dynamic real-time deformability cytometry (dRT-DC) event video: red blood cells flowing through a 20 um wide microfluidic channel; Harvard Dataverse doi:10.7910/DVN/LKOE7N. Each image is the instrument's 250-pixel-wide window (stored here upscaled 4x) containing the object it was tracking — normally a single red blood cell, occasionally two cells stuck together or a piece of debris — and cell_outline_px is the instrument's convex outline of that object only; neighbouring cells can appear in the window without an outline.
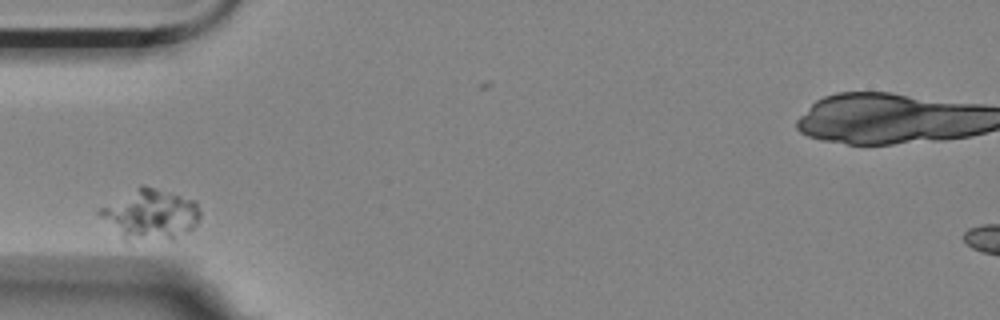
{"species": "Egyptian fruit bat (a non-hibernating species)", "species_latin": "Rousettus aegyptiacus", "temperature_condition": "room temperature", "stored_images_in_passage": 3, "camera_frame_rate_fps": 3000, "um_per_image_px": 0.085, "animal": {"sex": "female"}, "frame": {"image": 1, "passage_image": 1, "time_ms": 0.0, "image_size_px": [1000, 320], "cell_outline_px": [[200, 216], [196, 224], [192, 228], [172, 240], [128, 244], [124, 244], [96, 212], [96, 208], [140, 184], [144, 184], [196, 200], [200, 212]], "centroid_in_image_um": [12.69, 18.27], "position_along_channel_um": 72.3, "area_um2": 31.1}}
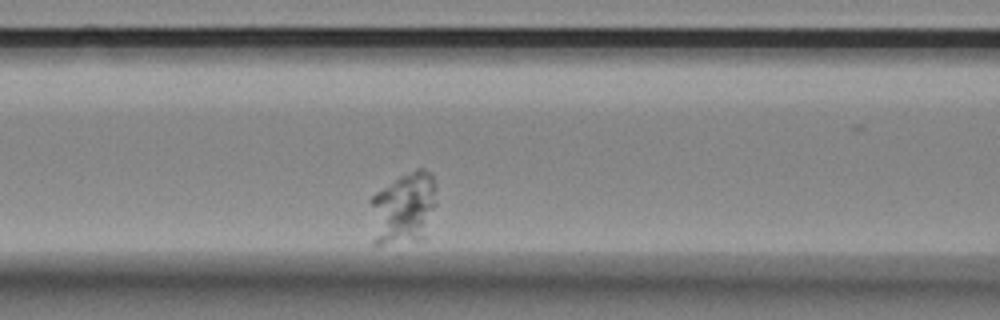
{"frame": {"image": 2, "passage_image": 3, "time_ms": 0.667, "image_size_px": [1000, 320], "cell_outline_px": [[436, 204], [424, 240], [380, 244], [372, 244], [368, 200], [376, 192], [416, 168], [424, 168], [432, 172], [436, 184]], "centroid_in_image_um": [34.29, 17.72], "position_along_channel_um": 132.3, "area_um2": 28.67}}